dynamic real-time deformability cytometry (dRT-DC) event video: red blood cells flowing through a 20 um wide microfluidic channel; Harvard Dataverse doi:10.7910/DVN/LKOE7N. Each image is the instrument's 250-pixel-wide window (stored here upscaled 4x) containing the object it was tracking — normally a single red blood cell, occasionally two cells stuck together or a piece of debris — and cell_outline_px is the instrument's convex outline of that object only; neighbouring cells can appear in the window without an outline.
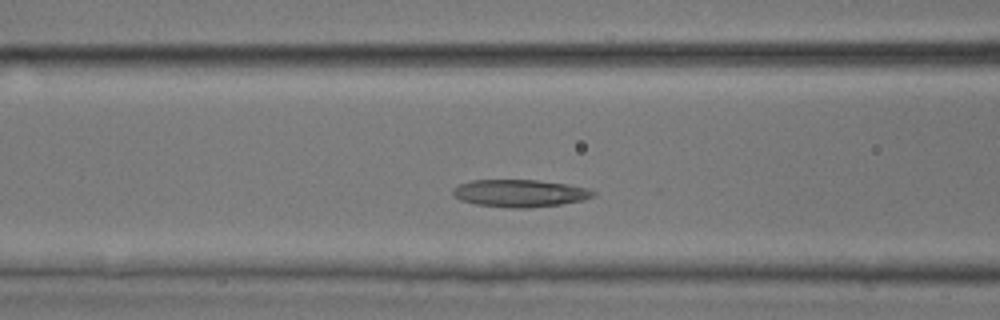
{"species": "common noctule bat (a hibernating species)", "species_latin": "Nyctalus noctula", "temperature_condition": "room temperature", "stored_images_in_passage": 39, "camera_frame_rate_fps": 3000, "um_per_image_px": 0.085, "animal": {"sex": "male", "body_mass_g": 17.9, "forearm_length_mm": 54.2}, "frame": {"image": 1, "passage_image": 11, "time_ms": 3.333, "image_size_px": [1000, 320], "cell_outline_px": [[596, 192], [592, 196], [584, 200], [560, 204], [528, 208], [512, 208], [476, 204], [460, 200], [452, 192], [452, 188], [460, 184], [472, 180], [536, 180], [568, 184], [588, 188]], "centroid_in_image_um": [44.19, 16.42], "position_along_channel_um": 122.4, "area_um2": 22.31}}
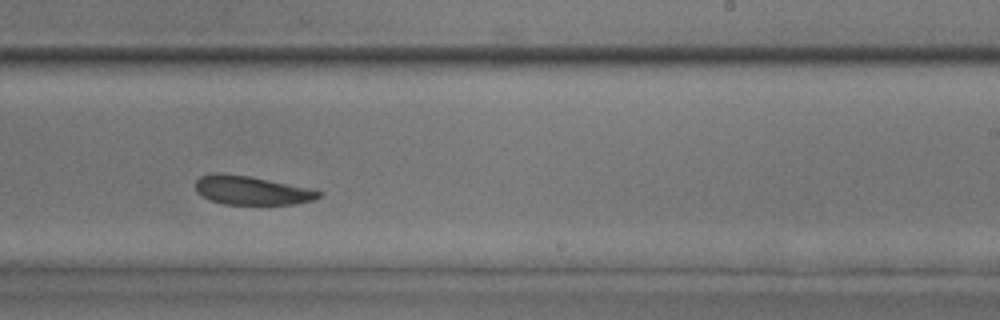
{"frame": {"image": 2, "passage_image": 21, "time_ms": 6.667, "image_size_px": [1000, 320], "cell_outline_px": [[324, 192], [320, 196], [312, 200], [296, 204], [224, 204], [208, 200], [196, 192], [196, 180], [200, 176], [216, 172], [220, 172], [248, 176], [316, 188]], "centroid_in_image_um": [21.42, 16.17], "position_along_channel_um": 267.6, "area_um2": 21.04}}
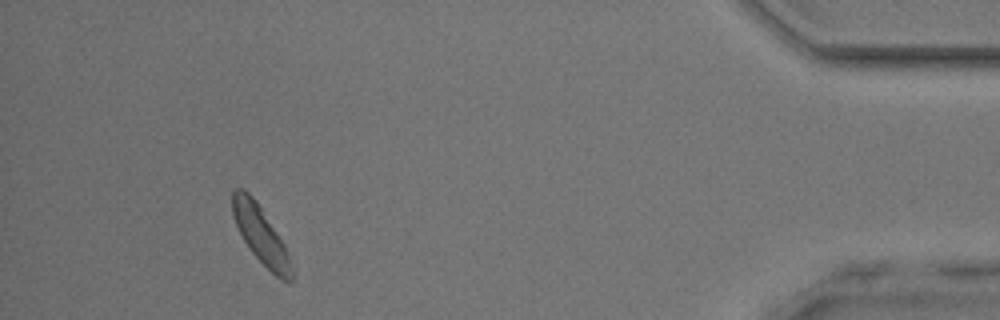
{"frame": {"image": 3, "passage_image": 35, "time_ms": 11.333, "image_size_px": [1000, 320], "cell_outline_px": [[292, 280], [280, 280], [248, 248], [232, 216], [232, 192], [236, 188], [244, 188], [252, 196], [284, 244], [292, 272]], "centroid_in_image_um": [22.11, 19.92], "position_along_channel_um": 413.1, "area_um2": 18.9}}